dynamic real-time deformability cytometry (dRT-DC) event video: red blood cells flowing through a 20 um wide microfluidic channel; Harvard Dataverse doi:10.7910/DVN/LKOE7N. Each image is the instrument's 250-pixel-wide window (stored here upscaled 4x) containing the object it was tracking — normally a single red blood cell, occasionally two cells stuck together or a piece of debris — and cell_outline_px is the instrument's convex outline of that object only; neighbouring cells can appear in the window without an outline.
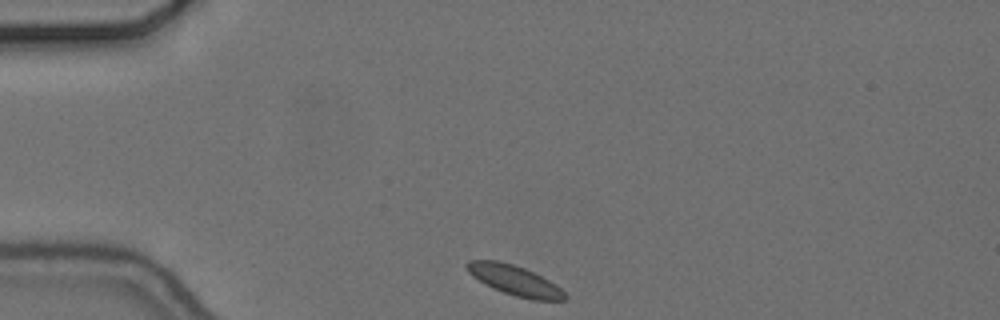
{"species": "common noctule bat (a hibernating species)", "species_latin": "Nyctalus noctula", "temperature_condition": "cold", "stored_images_in_passage": 12, "camera_frame_rate_fps": 3000, "um_per_image_px": 0.085, "animal": {"sex": "female", "body_mass_g": 24.6, "forearm_length_mm": 56.2}, "frame": {"image": 1, "passage_image": 1, "time_ms": 0.0, "image_size_px": [1000, 320], "cell_outline_px": [[568, 296], [564, 300], [532, 300], [516, 296], [504, 292], [472, 276], [468, 272], [464, 264], [468, 260], [500, 260], [524, 268], [556, 284]], "centroid_in_image_um": [43.75, 23.81], "position_along_channel_um": 41.3, "area_um2": 16.82}}
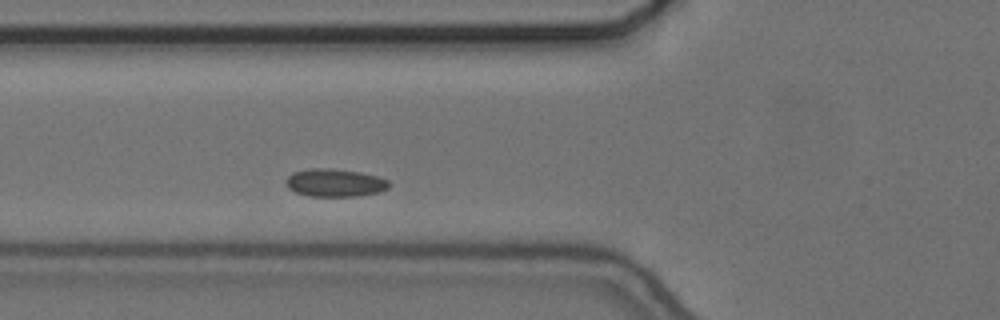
{"frame": {"image": 2, "passage_image": 9, "time_ms": 2.667, "image_size_px": [1000, 320], "cell_outline_px": [[388, 188], [380, 192], [360, 196], [312, 196], [296, 192], [288, 188], [288, 176], [292, 172], [312, 168], [328, 168], [360, 172], [376, 176], [388, 180]], "centroid_in_image_um": [28.49, 15.53], "position_along_channel_um": 97.3, "area_um2": 16.53}}
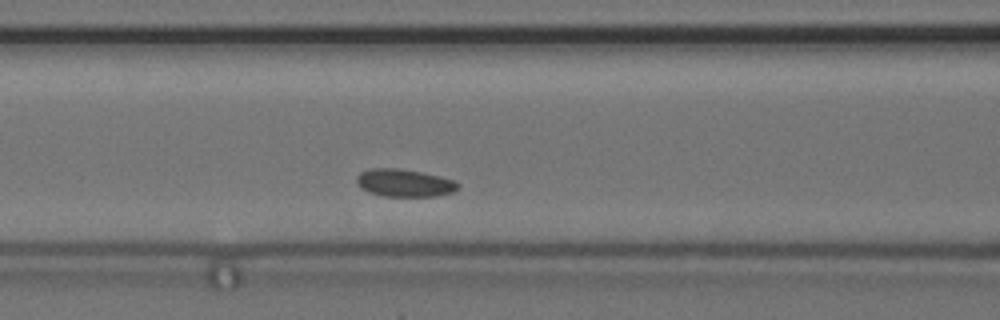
{"frame": {"image": 3, "passage_image": 12, "time_ms": 3.667, "image_size_px": [1000, 320], "cell_outline_px": [[460, 188], [452, 192], [436, 196], [384, 196], [360, 188], [356, 184], [356, 176], [360, 172], [368, 168], [396, 168], [424, 172], [440, 176], [452, 180], [460, 184]], "centroid_in_image_um": [34.36, 15.53], "position_along_channel_um": 132.2, "area_um2": 16.42}}